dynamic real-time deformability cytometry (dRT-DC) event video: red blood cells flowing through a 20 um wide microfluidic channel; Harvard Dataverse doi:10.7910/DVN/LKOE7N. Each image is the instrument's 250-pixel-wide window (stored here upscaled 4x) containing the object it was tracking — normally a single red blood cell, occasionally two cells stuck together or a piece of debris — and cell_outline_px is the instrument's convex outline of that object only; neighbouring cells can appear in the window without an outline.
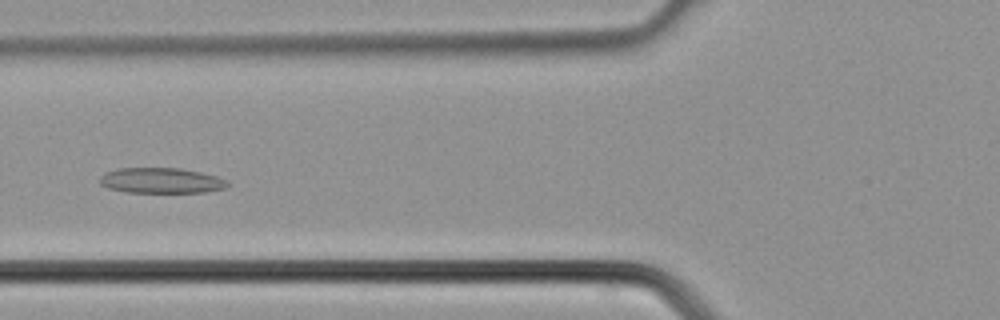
{"species": "common noctule bat (a hibernating species)", "species_latin": "Nyctalus noctula", "temperature_condition": "cold", "stored_images_in_passage": 31, "camera_frame_rate_fps": 3000, "um_per_image_px": 0.085, "animal": {"sex": "male", "body_mass_g": 21.5, "forearm_length_mm": 52.0}, "frame": {"image": 1, "passage_image": 8, "time_ms": 2.333, "image_size_px": [1000, 320], "cell_outline_px": [[232, 184], [224, 188], [208, 192], [128, 192], [108, 188], [100, 184], [100, 176], [104, 172], [120, 168], [180, 168], [200, 172], [216, 176], [228, 180]], "centroid_in_image_um": [13.73, 15.34], "position_along_channel_um": 112.1, "area_um2": 19.02}}
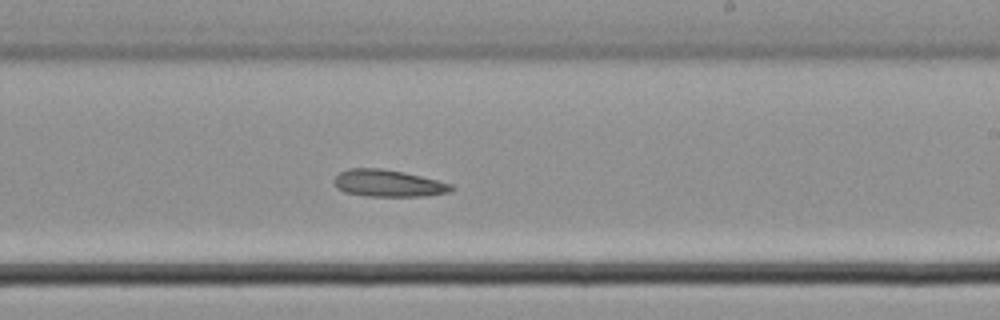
{"frame": {"image": 2, "passage_image": 16, "time_ms": 5.0, "image_size_px": [1000, 320], "cell_outline_px": [[456, 188], [452, 192], [428, 196], [368, 196], [344, 192], [336, 188], [336, 176], [340, 172], [348, 168], [380, 168], [404, 172], [452, 184]], "centroid_in_image_um": [33.04, 15.59], "position_along_channel_um": 256.0, "area_um2": 18.44}}
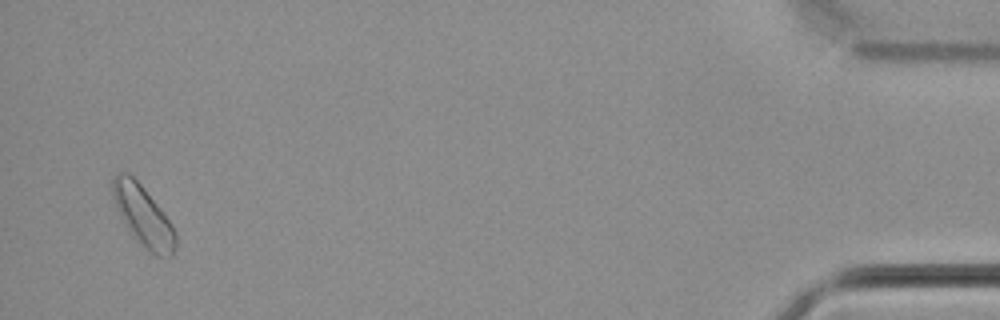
{"frame": {"image": 3, "passage_image": 30, "time_ms": 9.667, "image_size_px": [1000, 320], "cell_outline_px": [[176, 248], [172, 256], [156, 256], [148, 252], [132, 236], [124, 224], [120, 216], [112, 196], [112, 176], [116, 172], [128, 172], [140, 184], [160, 208], [172, 224], [176, 232]], "centroid_in_image_um": [12.16, 18.37], "position_along_channel_um": 423.0, "area_um2": 22.31}}